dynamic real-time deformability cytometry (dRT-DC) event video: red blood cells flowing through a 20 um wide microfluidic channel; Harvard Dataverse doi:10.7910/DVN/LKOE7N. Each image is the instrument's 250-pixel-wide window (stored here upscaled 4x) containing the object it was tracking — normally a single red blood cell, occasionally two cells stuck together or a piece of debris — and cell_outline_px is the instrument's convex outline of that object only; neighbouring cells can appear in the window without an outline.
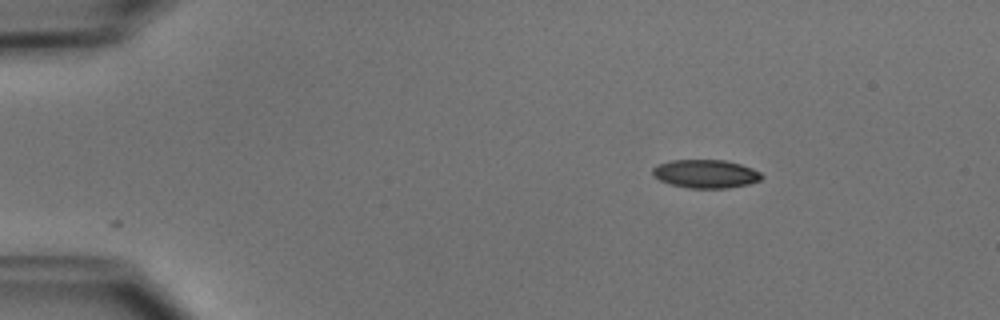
{"species": "common noctule bat (a hibernating species)", "species_latin": "Nyctalus noctula", "temperature_condition": "cold", "stored_images_in_passage": 45, "camera_frame_rate_fps": 3000, "um_per_image_px": 0.085, "animal": {"sex": "male", "body_mass_g": 15.6}, "frame": {"image": 1, "passage_image": 1, "time_ms": 0.0, "image_size_px": [1000, 320], "cell_outline_px": [[764, 176], [760, 180], [748, 184], [728, 188], [688, 188], [672, 184], [660, 180], [652, 176], [652, 168], [656, 164], [668, 160], [724, 160], [740, 164], [752, 168], [760, 172]], "centroid_in_image_um": [59.95, 14.77], "position_along_channel_um": 25.0, "area_um2": 18.15}}
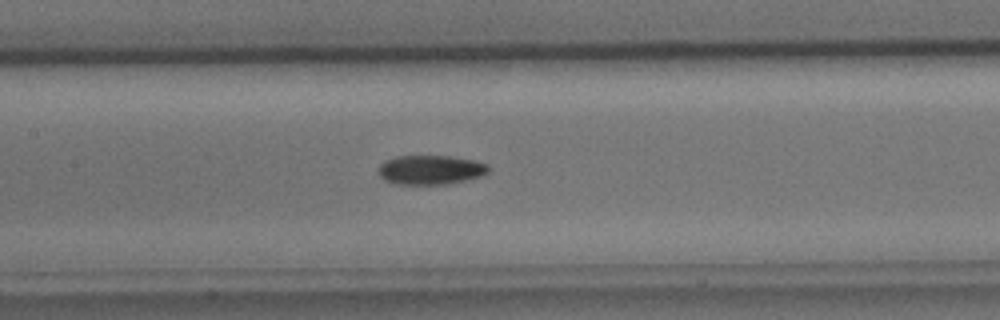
{"frame": {"image": 2, "passage_image": 18, "time_ms": 5.667, "image_size_px": [1000, 320], "cell_outline_px": [[488, 172], [480, 176], [448, 184], [396, 184], [384, 180], [380, 176], [380, 164], [384, 160], [396, 156], [448, 156], [472, 160], [488, 164]], "centroid_in_image_um": [36.57, 14.43], "position_along_channel_um": 170.8, "area_um2": 18.61}}
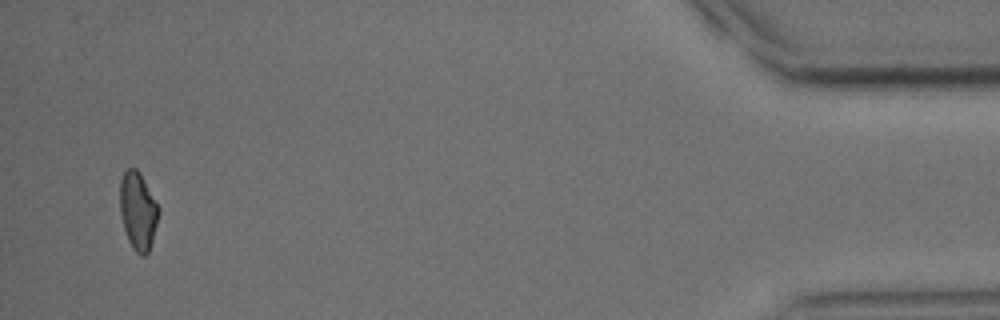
{"frame": {"image": 3, "passage_image": 43, "time_ms": 14.0, "image_size_px": [1000, 320], "cell_outline_px": [[160, 212], [152, 240], [148, 252], [144, 256], [140, 256], [132, 248], [128, 240], [124, 228], [120, 212], [120, 180], [124, 172], [128, 168], [136, 168], [140, 172], [160, 208]], "centroid_in_image_um": [11.73, 17.92], "position_along_channel_um": 423.5, "area_um2": 17.57}, "authors_computed_cell_mechanics": {"area_um2": 18.496, "velocity_mm_per_s": 3.9227, "shape_relaxation_time_tau1_ms": 3.1789, "shape_relaxation_time_tau2_ms": null, "deformation_change_tau1": 0.1242, "deformation_change_tau2": null}}